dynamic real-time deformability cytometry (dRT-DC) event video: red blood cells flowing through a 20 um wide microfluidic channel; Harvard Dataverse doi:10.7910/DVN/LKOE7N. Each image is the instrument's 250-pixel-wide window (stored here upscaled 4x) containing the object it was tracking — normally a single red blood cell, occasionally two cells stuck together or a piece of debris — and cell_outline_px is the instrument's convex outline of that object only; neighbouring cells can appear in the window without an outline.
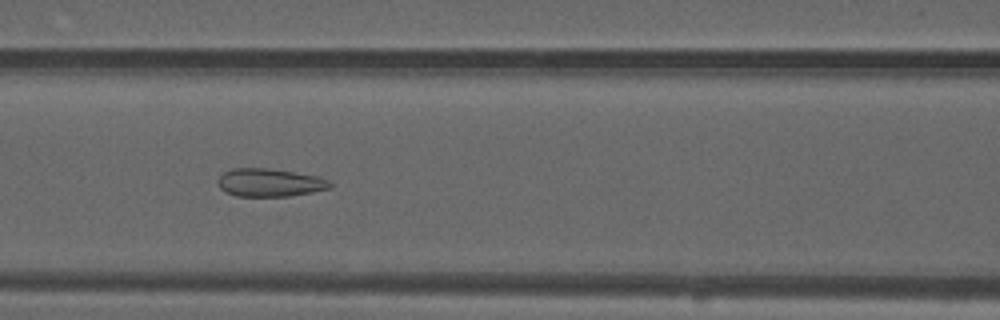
{"species": "common noctule bat (a hibernating species)", "species_latin": "Nyctalus noctula", "temperature_condition": "warm", "stored_images_in_passage": 45, "camera_frame_rate_fps": 3000, "um_per_image_px": 0.085, "animal": {"sex": "male", "forearm_length_mm": 52.5}, "frame": {"image": 1, "passage_image": 15, "time_ms": 4.667, "image_size_px": [1000, 320], "cell_outline_px": [[332, 188], [312, 192], [288, 196], [236, 196], [224, 192], [220, 188], [216, 180], [224, 172], [232, 168], [268, 168], [320, 176], [328, 180], [332, 184]], "centroid_in_image_um": [22.92, 15.52], "position_along_channel_um": 143.7, "area_um2": 18.5}}
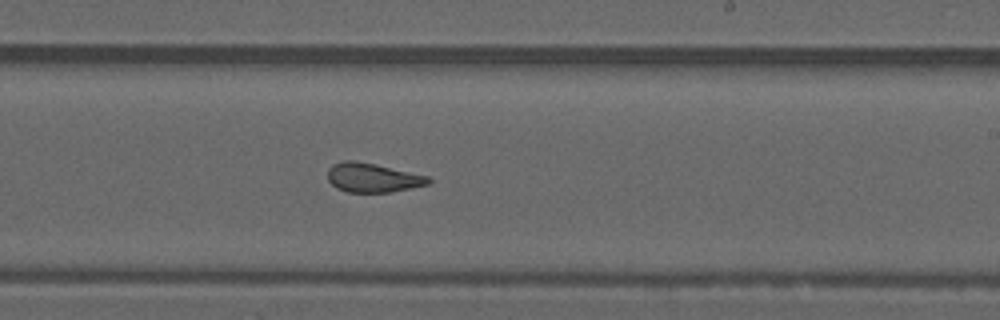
{"frame": {"image": 2, "passage_image": 24, "time_ms": 7.667, "image_size_px": [1000, 320], "cell_outline_px": [[432, 180], [428, 184], [412, 188], [392, 192], [348, 192], [336, 188], [328, 180], [328, 168], [332, 164], [344, 160], [352, 160], [376, 164], [428, 176]], "centroid_in_image_um": [31.66, 15.1], "position_along_channel_um": 257.3, "area_um2": 17.17}}
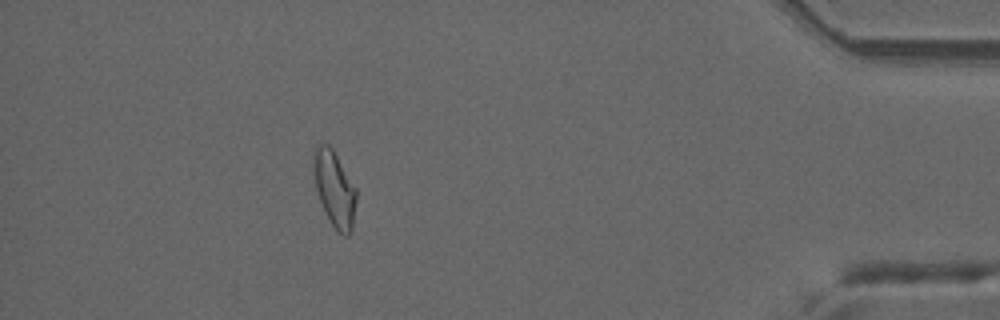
{"frame": {"image": 3, "passage_image": 40, "time_ms": 13.0, "image_size_px": [1000, 320], "cell_outline_px": [[356, 200], [352, 232], [348, 236], [344, 236], [332, 224], [320, 200], [316, 188], [312, 172], [312, 152], [320, 144], [328, 144], [332, 148], [356, 188]], "centroid_in_image_um": [28.42, 16.02], "position_along_channel_um": 406.8, "area_um2": 18.73}, "authors_computed_cell_mechanics": {"area_um2": 18.496, "velocity_mm_per_s": 3.8006, "shape_relaxation_time_tau1_ms": null, "shape_relaxation_time_tau2_ms": 1.3525, "deformation_change_tau1": null, "deformation_change_tau2": 0.0758}}